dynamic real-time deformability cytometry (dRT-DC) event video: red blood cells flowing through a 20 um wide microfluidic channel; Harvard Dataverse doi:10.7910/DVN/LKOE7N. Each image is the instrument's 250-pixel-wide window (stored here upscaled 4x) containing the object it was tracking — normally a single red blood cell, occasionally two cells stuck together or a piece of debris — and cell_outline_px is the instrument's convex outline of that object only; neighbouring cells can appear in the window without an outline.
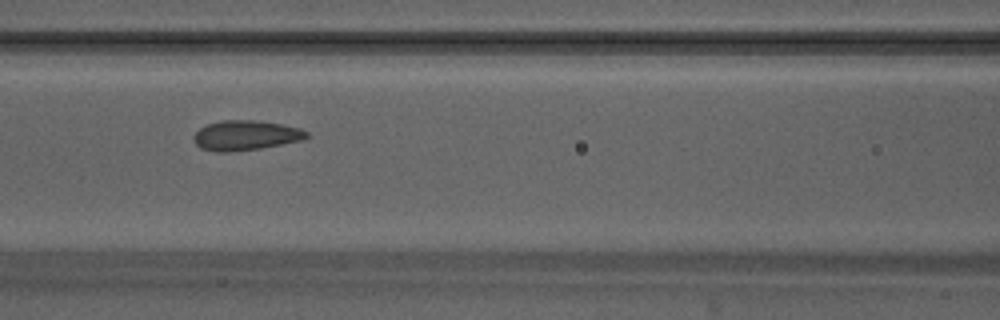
{"species": "Egyptian fruit bat (a non-hibernating species)", "species_latin": "Rousettus aegyptiacus", "temperature_condition": "warm", "stored_images_in_passage": 50, "camera_frame_rate_fps": 3000, "um_per_image_px": 0.085, "animal": {"sex": "male"}, "frame": {"image": 1, "passage_image": 22, "time_ms": 7.0, "image_size_px": [1000, 320], "cell_outline_px": [[312, 136], [304, 140], [260, 148], [228, 152], [216, 152], [200, 148], [196, 144], [192, 136], [200, 128], [208, 124], [224, 120], [256, 120], [280, 124], [300, 128], [308, 132]], "centroid_in_image_um": [20.91, 11.51], "position_along_channel_um": 145.7, "area_um2": 19.71}}
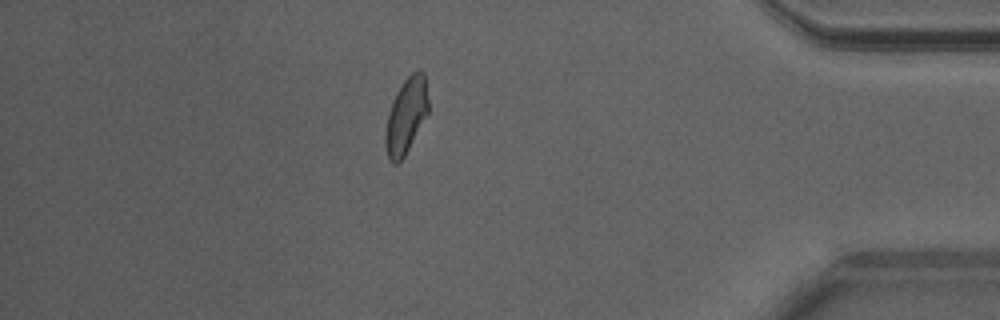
{"frame": {"image": 2, "passage_image": 43, "time_ms": 14.0, "image_size_px": [1000, 320], "cell_outline_px": [[428, 112], [404, 156], [396, 164], [392, 164], [388, 156], [384, 144], [384, 136], [388, 112], [392, 100], [396, 92], [404, 80], [412, 72], [420, 68], [424, 72], [428, 100]], "centroid_in_image_um": [34.5, 9.81], "position_along_channel_um": 400.7, "area_um2": 18.84}}